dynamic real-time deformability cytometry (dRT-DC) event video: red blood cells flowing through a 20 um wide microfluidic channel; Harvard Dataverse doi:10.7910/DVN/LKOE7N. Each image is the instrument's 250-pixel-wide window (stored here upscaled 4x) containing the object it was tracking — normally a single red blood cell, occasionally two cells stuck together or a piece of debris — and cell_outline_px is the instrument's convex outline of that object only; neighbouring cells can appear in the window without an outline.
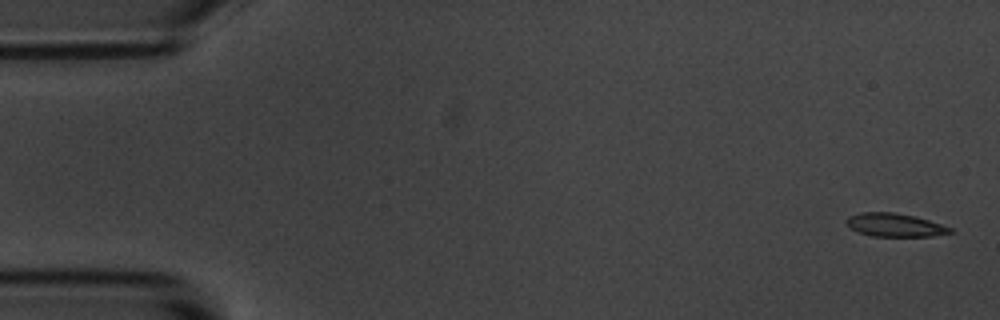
{"species": "common noctule bat (a hibernating species)", "species_latin": "Nyctalus noctula", "temperature_condition": "room temperature", "stored_images_in_passage": 6, "camera_frame_rate_fps": 3000, "um_per_image_px": 0.085, "animal": {"sex": "male", "body_mass_g": 20.1, "forearm_length_mm": 53.5}, "frame": {"image": 1, "passage_image": 1, "time_ms": 0.0, "image_size_px": [1000, 320], "cell_outline_px": [[956, 232], [932, 236], [872, 236], [860, 232], [852, 228], [844, 220], [848, 216], [860, 212], [892, 212], [916, 216], [952, 228]], "centroid_in_image_um": [76.08, 19.12], "position_along_channel_um": 8.9, "area_um2": 14.05}}
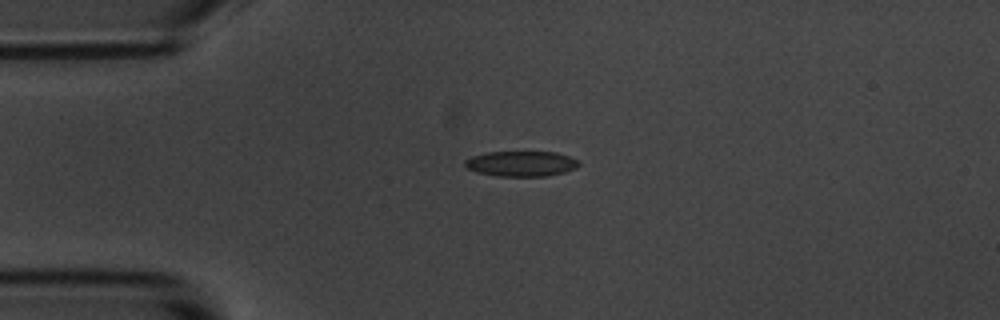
{"frame": {"image": 2, "passage_image": 6, "time_ms": 1.667, "image_size_px": [1000, 320], "cell_outline_px": [[580, 164], [576, 168], [564, 172], [544, 176], [496, 176], [476, 172], [468, 168], [464, 164], [464, 160], [472, 156], [488, 152], [556, 152], [580, 160]], "centroid_in_image_um": [44.31, 13.91], "position_along_channel_um": 40.7, "area_um2": 16.82}}